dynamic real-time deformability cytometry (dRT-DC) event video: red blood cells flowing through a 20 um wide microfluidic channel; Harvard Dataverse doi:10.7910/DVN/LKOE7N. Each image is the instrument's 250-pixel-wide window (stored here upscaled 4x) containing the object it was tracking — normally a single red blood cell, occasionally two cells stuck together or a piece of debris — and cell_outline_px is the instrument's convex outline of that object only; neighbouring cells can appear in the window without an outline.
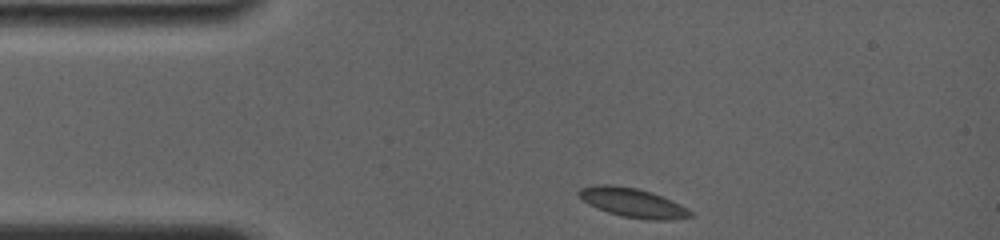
{"species": "common noctule bat (a hibernating species)", "species_latin": "Nyctalus noctula", "temperature_condition": "room temperature", "stored_images_in_passage": 5, "camera_frame_rate_fps": 4000, "um_per_image_px": 0.085, "animal": {"sex": "female", "body_mass_g": 19.0, "forearm_length_mm": 56.7}, "frame": {"image": 1, "passage_image": 1, "time_ms": 0.0, "image_size_px": [1000, 240], "cell_outline_px": [[692, 216], [668, 220], [652, 220], [624, 216], [608, 212], [596, 208], [588, 204], [576, 192], [580, 188], [596, 184], [608, 184], [636, 188], [652, 192], [680, 204], [688, 208], [692, 212]], "centroid_in_image_um": [53.77, 17.22], "position_along_channel_um": 31.2, "area_um2": 18.79}}